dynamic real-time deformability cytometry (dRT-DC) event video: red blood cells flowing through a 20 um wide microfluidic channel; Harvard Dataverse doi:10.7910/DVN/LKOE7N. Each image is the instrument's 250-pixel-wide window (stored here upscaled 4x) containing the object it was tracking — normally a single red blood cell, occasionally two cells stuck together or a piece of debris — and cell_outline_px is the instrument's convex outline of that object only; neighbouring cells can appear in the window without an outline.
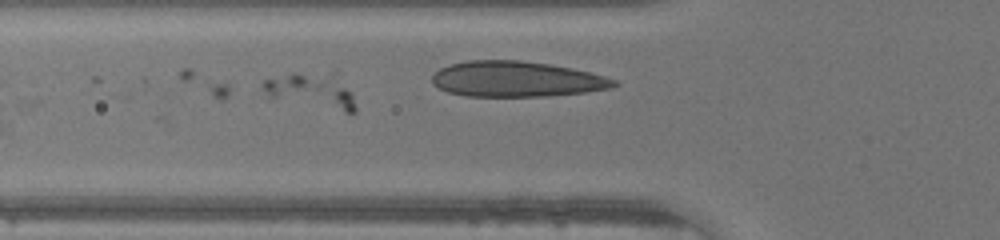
{"species": "human", "species_latin": "Homo sapiens", "temperature_condition": "warm", "stored_images_in_passage": 11, "camera_frame_rate_fps": 3000, "um_per_image_px": 0.085, "donor": {"sex": "male"}, "frame": {"image": 1, "passage_image": 6, "time_ms": 1.667, "image_size_px": [1000, 240], "cell_outline_px": [[356, 112], [344, 112], [268, 96], [260, 84], [264, 80], [288, 76], [332, 72], [352, 96], [356, 108]], "centroid_in_image_um": [26.51, 7.74], "position_along_channel_um": 99.3, "area_um2": 17.51}}